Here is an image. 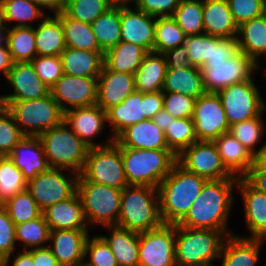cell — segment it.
<instances>
[{"label": "cell", "mask_w": 266, "mask_h": 266, "mask_svg": "<svg viewBox=\"0 0 266 266\" xmlns=\"http://www.w3.org/2000/svg\"><path fill=\"white\" fill-rule=\"evenodd\" d=\"M228 237L219 230L186 228L175 224L176 266H213L212 261L220 258Z\"/></svg>", "instance_id": "277c9868"}, {"label": "cell", "mask_w": 266, "mask_h": 266, "mask_svg": "<svg viewBox=\"0 0 266 266\" xmlns=\"http://www.w3.org/2000/svg\"><path fill=\"white\" fill-rule=\"evenodd\" d=\"M204 33L220 38L238 37V25L227 0H203Z\"/></svg>", "instance_id": "4316f807"}, {"label": "cell", "mask_w": 266, "mask_h": 266, "mask_svg": "<svg viewBox=\"0 0 266 266\" xmlns=\"http://www.w3.org/2000/svg\"><path fill=\"white\" fill-rule=\"evenodd\" d=\"M138 266H176L175 224L139 233Z\"/></svg>", "instance_id": "5bb4252c"}, {"label": "cell", "mask_w": 266, "mask_h": 266, "mask_svg": "<svg viewBox=\"0 0 266 266\" xmlns=\"http://www.w3.org/2000/svg\"><path fill=\"white\" fill-rule=\"evenodd\" d=\"M4 33V30H0V47L4 46L3 41H5L4 43H6L7 40V33Z\"/></svg>", "instance_id": "2644e50d"}, {"label": "cell", "mask_w": 266, "mask_h": 266, "mask_svg": "<svg viewBox=\"0 0 266 266\" xmlns=\"http://www.w3.org/2000/svg\"><path fill=\"white\" fill-rule=\"evenodd\" d=\"M64 169L50 168L27 181L26 190L44 211L47 207L70 198L76 192L78 174L70 179L60 171Z\"/></svg>", "instance_id": "9a60e30c"}, {"label": "cell", "mask_w": 266, "mask_h": 266, "mask_svg": "<svg viewBox=\"0 0 266 266\" xmlns=\"http://www.w3.org/2000/svg\"><path fill=\"white\" fill-rule=\"evenodd\" d=\"M155 24L156 17L139 9L133 10L127 7V4H121V41L154 52Z\"/></svg>", "instance_id": "d6986e66"}, {"label": "cell", "mask_w": 266, "mask_h": 266, "mask_svg": "<svg viewBox=\"0 0 266 266\" xmlns=\"http://www.w3.org/2000/svg\"><path fill=\"white\" fill-rule=\"evenodd\" d=\"M37 56H60L66 48L61 20L46 16L35 29Z\"/></svg>", "instance_id": "d6a6232c"}, {"label": "cell", "mask_w": 266, "mask_h": 266, "mask_svg": "<svg viewBox=\"0 0 266 266\" xmlns=\"http://www.w3.org/2000/svg\"><path fill=\"white\" fill-rule=\"evenodd\" d=\"M189 53V48L184 46V44L164 52L163 55L167 63V70L191 68L192 64L188 59Z\"/></svg>", "instance_id": "91938a15"}, {"label": "cell", "mask_w": 266, "mask_h": 266, "mask_svg": "<svg viewBox=\"0 0 266 266\" xmlns=\"http://www.w3.org/2000/svg\"><path fill=\"white\" fill-rule=\"evenodd\" d=\"M163 224L158 188L128 185L122 189L118 227L142 233Z\"/></svg>", "instance_id": "3957f363"}, {"label": "cell", "mask_w": 266, "mask_h": 266, "mask_svg": "<svg viewBox=\"0 0 266 266\" xmlns=\"http://www.w3.org/2000/svg\"><path fill=\"white\" fill-rule=\"evenodd\" d=\"M88 230H50L48 247L60 266H80L85 260Z\"/></svg>", "instance_id": "44dd1931"}, {"label": "cell", "mask_w": 266, "mask_h": 266, "mask_svg": "<svg viewBox=\"0 0 266 266\" xmlns=\"http://www.w3.org/2000/svg\"><path fill=\"white\" fill-rule=\"evenodd\" d=\"M238 51L237 37L220 38L216 36V45H212L211 58L207 62L226 61Z\"/></svg>", "instance_id": "680465c9"}, {"label": "cell", "mask_w": 266, "mask_h": 266, "mask_svg": "<svg viewBox=\"0 0 266 266\" xmlns=\"http://www.w3.org/2000/svg\"><path fill=\"white\" fill-rule=\"evenodd\" d=\"M175 119L169 112L165 109H161L153 118L152 121L163 131H165L169 124Z\"/></svg>", "instance_id": "003e7915"}, {"label": "cell", "mask_w": 266, "mask_h": 266, "mask_svg": "<svg viewBox=\"0 0 266 266\" xmlns=\"http://www.w3.org/2000/svg\"><path fill=\"white\" fill-rule=\"evenodd\" d=\"M261 116L262 113L253 119L232 124L229 129V134L253 155L256 152L255 144L260 141L265 131Z\"/></svg>", "instance_id": "c3c4849f"}, {"label": "cell", "mask_w": 266, "mask_h": 266, "mask_svg": "<svg viewBox=\"0 0 266 266\" xmlns=\"http://www.w3.org/2000/svg\"><path fill=\"white\" fill-rule=\"evenodd\" d=\"M213 143L227 170L234 177L244 178L253 165V154L229 133L220 135Z\"/></svg>", "instance_id": "f1b7e54d"}, {"label": "cell", "mask_w": 266, "mask_h": 266, "mask_svg": "<svg viewBox=\"0 0 266 266\" xmlns=\"http://www.w3.org/2000/svg\"><path fill=\"white\" fill-rule=\"evenodd\" d=\"M31 64L38 77L50 89L64 74L60 56H36Z\"/></svg>", "instance_id": "db71d44e"}, {"label": "cell", "mask_w": 266, "mask_h": 266, "mask_svg": "<svg viewBox=\"0 0 266 266\" xmlns=\"http://www.w3.org/2000/svg\"><path fill=\"white\" fill-rule=\"evenodd\" d=\"M163 92L142 93L135 90L122 103L106 111L107 121L115 139L127 127L146 119H152L163 109Z\"/></svg>", "instance_id": "30bf717a"}, {"label": "cell", "mask_w": 266, "mask_h": 266, "mask_svg": "<svg viewBox=\"0 0 266 266\" xmlns=\"http://www.w3.org/2000/svg\"><path fill=\"white\" fill-rule=\"evenodd\" d=\"M12 266H34L33 248L19 253L12 262Z\"/></svg>", "instance_id": "a7ac6f4b"}, {"label": "cell", "mask_w": 266, "mask_h": 266, "mask_svg": "<svg viewBox=\"0 0 266 266\" xmlns=\"http://www.w3.org/2000/svg\"><path fill=\"white\" fill-rule=\"evenodd\" d=\"M7 27L8 26L5 25L3 10H2L1 4H0V30H5V32H7Z\"/></svg>", "instance_id": "89a4df30"}, {"label": "cell", "mask_w": 266, "mask_h": 266, "mask_svg": "<svg viewBox=\"0 0 266 266\" xmlns=\"http://www.w3.org/2000/svg\"><path fill=\"white\" fill-rule=\"evenodd\" d=\"M64 30L66 47L80 50L102 51L93 33L91 24L74 20L64 12L56 15Z\"/></svg>", "instance_id": "74e56055"}, {"label": "cell", "mask_w": 266, "mask_h": 266, "mask_svg": "<svg viewBox=\"0 0 266 266\" xmlns=\"http://www.w3.org/2000/svg\"><path fill=\"white\" fill-rule=\"evenodd\" d=\"M148 53L142 46L121 41L104 53V65L109 70L135 74Z\"/></svg>", "instance_id": "d590c367"}, {"label": "cell", "mask_w": 266, "mask_h": 266, "mask_svg": "<svg viewBox=\"0 0 266 266\" xmlns=\"http://www.w3.org/2000/svg\"><path fill=\"white\" fill-rule=\"evenodd\" d=\"M263 15L266 18V0H264V11H263Z\"/></svg>", "instance_id": "753ad0ef"}, {"label": "cell", "mask_w": 266, "mask_h": 266, "mask_svg": "<svg viewBox=\"0 0 266 266\" xmlns=\"http://www.w3.org/2000/svg\"><path fill=\"white\" fill-rule=\"evenodd\" d=\"M227 2L238 26L263 15L264 0H227Z\"/></svg>", "instance_id": "9f6ffc18"}, {"label": "cell", "mask_w": 266, "mask_h": 266, "mask_svg": "<svg viewBox=\"0 0 266 266\" xmlns=\"http://www.w3.org/2000/svg\"><path fill=\"white\" fill-rule=\"evenodd\" d=\"M162 92H175L198 99L206 91L200 68L167 70Z\"/></svg>", "instance_id": "836d02e7"}, {"label": "cell", "mask_w": 266, "mask_h": 266, "mask_svg": "<svg viewBox=\"0 0 266 266\" xmlns=\"http://www.w3.org/2000/svg\"><path fill=\"white\" fill-rule=\"evenodd\" d=\"M0 47V71L3 72L5 78L7 77L9 70L12 68L14 61L12 55L9 52L8 46Z\"/></svg>", "instance_id": "e7e4bbea"}, {"label": "cell", "mask_w": 266, "mask_h": 266, "mask_svg": "<svg viewBox=\"0 0 266 266\" xmlns=\"http://www.w3.org/2000/svg\"><path fill=\"white\" fill-rule=\"evenodd\" d=\"M164 133L168 149L176 156L185 148L197 142L192 118H175Z\"/></svg>", "instance_id": "7bdbcfd3"}, {"label": "cell", "mask_w": 266, "mask_h": 266, "mask_svg": "<svg viewBox=\"0 0 266 266\" xmlns=\"http://www.w3.org/2000/svg\"><path fill=\"white\" fill-rule=\"evenodd\" d=\"M259 65L240 50L226 61L206 62L201 68L205 91L217 93L227 86L250 80Z\"/></svg>", "instance_id": "8fae6325"}, {"label": "cell", "mask_w": 266, "mask_h": 266, "mask_svg": "<svg viewBox=\"0 0 266 266\" xmlns=\"http://www.w3.org/2000/svg\"><path fill=\"white\" fill-rule=\"evenodd\" d=\"M41 9L47 8L53 10V14L57 15L64 12L66 0H30ZM43 7V8H42Z\"/></svg>", "instance_id": "be15d7a7"}, {"label": "cell", "mask_w": 266, "mask_h": 266, "mask_svg": "<svg viewBox=\"0 0 266 266\" xmlns=\"http://www.w3.org/2000/svg\"><path fill=\"white\" fill-rule=\"evenodd\" d=\"M181 0H135V9L154 17L173 16Z\"/></svg>", "instance_id": "6f0895ef"}, {"label": "cell", "mask_w": 266, "mask_h": 266, "mask_svg": "<svg viewBox=\"0 0 266 266\" xmlns=\"http://www.w3.org/2000/svg\"><path fill=\"white\" fill-rule=\"evenodd\" d=\"M63 121L89 148L105 146L115 141L113 137L106 144H95L91 140L101 132L107 122L106 112L97 104L68 109L64 112Z\"/></svg>", "instance_id": "ffe728a7"}, {"label": "cell", "mask_w": 266, "mask_h": 266, "mask_svg": "<svg viewBox=\"0 0 266 266\" xmlns=\"http://www.w3.org/2000/svg\"><path fill=\"white\" fill-rule=\"evenodd\" d=\"M238 47L256 63L260 55H266V18L264 15L253 18L238 26Z\"/></svg>", "instance_id": "e575fe53"}, {"label": "cell", "mask_w": 266, "mask_h": 266, "mask_svg": "<svg viewBox=\"0 0 266 266\" xmlns=\"http://www.w3.org/2000/svg\"><path fill=\"white\" fill-rule=\"evenodd\" d=\"M34 266H60L48 247L33 249Z\"/></svg>", "instance_id": "94428289"}, {"label": "cell", "mask_w": 266, "mask_h": 266, "mask_svg": "<svg viewBox=\"0 0 266 266\" xmlns=\"http://www.w3.org/2000/svg\"><path fill=\"white\" fill-rule=\"evenodd\" d=\"M50 230H88L83 205L75 192L42 212Z\"/></svg>", "instance_id": "603a6c76"}, {"label": "cell", "mask_w": 266, "mask_h": 266, "mask_svg": "<svg viewBox=\"0 0 266 266\" xmlns=\"http://www.w3.org/2000/svg\"><path fill=\"white\" fill-rule=\"evenodd\" d=\"M87 254L90 259L84 262L86 266H119L109 245L101 236H89L85 246V259Z\"/></svg>", "instance_id": "816d5d0a"}, {"label": "cell", "mask_w": 266, "mask_h": 266, "mask_svg": "<svg viewBox=\"0 0 266 266\" xmlns=\"http://www.w3.org/2000/svg\"><path fill=\"white\" fill-rule=\"evenodd\" d=\"M98 77H78L63 74L50 89V94L63 112L96 104ZM68 104L71 107H66Z\"/></svg>", "instance_id": "e0dca14e"}, {"label": "cell", "mask_w": 266, "mask_h": 266, "mask_svg": "<svg viewBox=\"0 0 266 266\" xmlns=\"http://www.w3.org/2000/svg\"><path fill=\"white\" fill-rule=\"evenodd\" d=\"M50 228L43 214L40 217L15 225V239L24 243V250L29 247L45 248L41 246L49 241ZM40 245V246H39Z\"/></svg>", "instance_id": "f6af8a7d"}, {"label": "cell", "mask_w": 266, "mask_h": 266, "mask_svg": "<svg viewBox=\"0 0 266 266\" xmlns=\"http://www.w3.org/2000/svg\"><path fill=\"white\" fill-rule=\"evenodd\" d=\"M244 178L254 188L266 195V170H250Z\"/></svg>", "instance_id": "6125c7cd"}, {"label": "cell", "mask_w": 266, "mask_h": 266, "mask_svg": "<svg viewBox=\"0 0 266 266\" xmlns=\"http://www.w3.org/2000/svg\"><path fill=\"white\" fill-rule=\"evenodd\" d=\"M183 44L190 50L188 59L192 66L201 69L211 58L212 45H216V36L205 33L188 35Z\"/></svg>", "instance_id": "f907efd6"}, {"label": "cell", "mask_w": 266, "mask_h": 266, "mask_svg": "<svg viewBox=\"0 0 266 266\" xmlns=\"http://www.w3.org/2000/svg\"><path fill=\"white\" fill-rule=\"evenodd\" d=\"M237 186L244 202V213L251 237L266 239V195L254 188L245 178H238Z\"/></svg>", "instance_id": "484cf974"}, {"label": "cell", "mask_w": 266, "mask_h": 266, "mask_svg": "<svg viewBox=\"0 0 266 266\" xmlns=\"http://www.w3.org/2000/svg\"><path fill=\"white\" fill-rule=\"evenodd\" d=\"M167 71L165 57L161 53L149 52L135 72V89L142 93L162 91Z\"/></svg>", "instance_id": "f546056e"}, {"label": "cell", "mask_w": 266, "mask_h": 266, "mask_svg": "<svg viewBox=\"0 0 266 266\" xmlns=\"http://www.w3.org/2000/svg\"><path fill=\"white\" fill-rule=\"evenodd\" d=\"M186 39L184 31L172 16L156 17L154 52L161 53L183 45Z\"/></svg>", "instance_id": "ab89813d"}, {"label": "cell", "mask_w": 266, "mask_h": 266, "mask_svg": "<svg viewBox=\"0 0 266 266\" xmlns=\"http://www.w3.org/2000/svg\"><path fill=\"white\" fill-rule=\"evenodd\" d=\"M262 242L263 239L229 236L220 256L223 258L221 266H256Z\"/></svg>", "instance_id": "4dcf8cb0"}, {"label": "cell", "mask_w": 266, "mask_h": 266, "mask_svg": "<svg viewBox=\"0 0 266 266\" xmlns=\"http://www.w3.org/2000/svg\"><path fill=\"white\" fill-rule=\"evenodd\" d=\"M63 121L59 126L43 132L40 139L50 168L81 173L89 147Z\"/></svg>", "instance_id": "8992f818"}, {"label": "cell", "mask_w": 266, "mask_h": 266, "mask_svg": "<svg viewBox=\"0 0 266 266\" xmlns=\"http://www.w3.org/2000/svg\"><path fill=\"white\" fill-rule=\"evenodd\" d=\"M250 170H266V142L254 153Z\"/></svg>", "instance_id": "03108f58"}, {"label": "cell", "mask_w": 266, "mask_h": 266, "mask_svg": "<svg viewBox=\"0 0 266 266\" xmlns=\"http://www.w3.org/2000/svg\"><path fill=\"white\" fill-rule=\"evenodd\" d=\"M26 188L27 180L14 161L9 156H0V204Z\"/></svg>", "instance_id": "b9f144b4"}, {"label": "cell", "mask_w": 266, "mask_h": 266, "mask_svg": "<svg viewBox=\"0 0 266 266\" xmlns=\"http://www.w3.org/2000/svg\"><path fill=\"white\" fill-rule=\"evenodd\" d=\"M63 73L78 77H98L104 66L103 51L66 47L60 55Z\"/></svg>", "instance_id": "83f0119b"}, {"label": "cell", "mask_w": 266, "mask_h": 266, "mask_svg": "<svg viewBox=\"0 0 266 266\" xmlns=\"http://www.w3.org/2000/svg\"><path fill=\"white\" fill-rule=\"evenodd\" d=\"M238 179L208 180L186 216L178 223L186 228L213 229L225 232L234 200L233 187Z\"/></svg>", "instance_id": "6da1fadb"}, {"label": "cell", "mask_w": 266, "mask_h": 266, "mask_svg": "<svg viewBox=\"0 0 266 266\" xmlns=\"http://www.w3.org/2000/svg\"><path fill=\"white\" fill-rule=\"evenodd\" d=\"M114 4V0H66L64 13L74 20L91 24Z\"/></svg>", "instance_id": "bcb514c9"}, {"label": "cell", "mask_w": 266, "mask_h": 266, "mask_svg": "<svg viewBox=\"0 0 266 266\" xmlns=\"http://www.w3.org/2000/svg\"><path fill=\"white\" fill-rule=\"evenodd\" d=\"M119 146L133 149H168L165 133L152 119L135 123L123 130L116 138Z\"/></svg>", "instance_id": "d4e9b609"}, {"label": "cell", "mask_w": 266, "mask_h": 266, "mask_svg": "<svg viewBox=\"0 0 266 266\" xmlns=\"http://www.w3.org/2000/svg\"><path fill=\"white\" fill-rule=\"evenodd\" d=\"M192 119L197 141L213 142L220 135L229 133L230 125L217 93L205 92L196 99Z\"/></svg>", "instance_id": "2e32d148"}, {"label": "cell", "mask_w": 266, "mask_h": 266, "mask_svg": "<svg viewBox=\"0 0 266 266\" xmlns=\"http://www.w3.org/2000/svg\"><path fill=\"white\" fill-rule=\"evenodd\" d=\"M5 23L19 22L15 26H32L27 22L44 19L43 9L30 0H0Z\"/></svg>", "instance_id": "ee69618b"}, {"label": "cell", "mask_w": 266, "mask_h": 266, "mask_svg": "<svg viewBox=\"0 0 266 266\" xmlns=\"http://www.w3.org/2000/svg\"><path fill=\"white\" fill-rule=\"evenodd\" d=\"M2 205L15 225L40 217L43 212L27 190L17 193Z\"/></svg>", "instance_id": "7dc6e473"}, {"label": "cell", "mask_w": 266, "mask_h": 266, "mask_svg": "<svg viewBox=\"0 0 266 266\" xmlns=\"http://www.w3.org/2000/svg\"><path fill=\"white\" fill-rule=\"evenodd\" d=\"M112 234L101 236L109 245L119 266H138L139 233L118 226H107Z\"/></svg>", "instance_id": "1f68e13d"}, {"label": "cell", "mask_w": 266, "mask_h": 266, "mask_svg": "<svg viewBox=\"0 0 266 266\" xmlns=\"http://www.w3.org/2000/svg\"><path fill=\"white\" fill-rule=\"evenodd\" d=\"M28 181L50 169L43 145L38 137L25 136L8 155Z\"/></svg>", "instance_id": "cb8c5ba5"}, {"label": "cell", "mask_w": 266, "mask_h": 266, "mask_svg": "<svg viewBox=\"0 0 266 266\" xmlns=\"http://www.w3.org/2000/svg\"><path fill=\"white\" fill-rule=\"evenodd\" d=\"M91 27L104 53L118 45L121 42V4L115 3L91 23Z\"/></svg>", "instance_id": "8d00e7d4"}, {"label": "cell", "mask_w": 266, "mask_h": 266, "mask_svg": "<svg viewBox=\"0 0 266 266\" xmlns=\"http://www.w3.org/2000/svg\"><path fill=\"white\" fill-rule=\"evenodd\" d=\"M6 80L14 92L0 95V101L33 100L50 94V88L38 77L31 62H14Z\"/></svg>", "instance_id": "ac0fdd59"}, {"label": "cell", "mask_w": 266, "mask_h": 266, "mask_svg": "<svg viewBox=\"0 0 266 266\" xmlns=\"http://www.w3.org/2000/svg\"><path fill=\"white\" fill-rule=\"evenodd\" d=\"M15 242V224L6 208L0 204V266H8L15 250Z\"/></svg>", "instance_id": "f5cc1de1"}, {"label": "cell", "mask_w": 266, "mask_h": 266, "mask_svg": "<svg viewBox=\"0 0 266 266\" xmlns=\"http://www.w3.org/2000/svg\"><path fill=\"white\" fill-rule=\"evenodd\" d=\"M177 163L206 180L238 179L227 170L213 142H194L177 156Z\"/></svg>", "instance_id": "4fadbf2b"}, {"label": "cell", "mask_w": 266, "mask_h": 266, "mask_svg": "<svg viewBox=\"0 0 266 266\" xmlns=\"http://www.w3.org/2000/svg\"><path fill=\"white\" fill-rule=\"evenodd\" d=\"M135 90L134 74L109 70L104 65L98 76L96 104L106 112L122 103Z\"/></svg>", "instance_id": "7402d4cb"}, {"label": "cell", "mask_w": 266, "mask_h": 266, "mask_svg": "<svg viewBox=\"0 0 266 266\" xmlns=\"http://www.w3.org/2000/svg\"><path fill=\"white\" fill-rule=\"evenodd\" d=\"M172 17L186 36L204 33L203 0H181Z\"/></svg>", "instance_id": "60d3db41"}, {"label": "cell", "mask_w": 266, "mask_h": 266, "mask_svg": "<svg viewBox=\"0 0 266 266\" xmlns=\"http://www.w3.org/2000/svg\"><path fill=\"white\" fill-rule=\"evenodd\" d=\"M76 192L83 205L87 223L104 227L117 225L122 190L84 180L78 175Z\"/></svg>", "instance_id": "ba28073f"}, {"label": "cell", "mask_w": 266, "mask_h": 266, "mask_svg": "<svg viewBox=\"0 0 266 266\" xmlns=\"http://www.w3.org/2000/svg\"><path fill=\"white\" fill-rule=\"evenodd\" d=\"M207 181L176 163L158 186L163 224H178L189 212Z\"/></svg>", "instance_id": "7a4b0ae2"}, {"label": "cell", "mask_w": 266, "mask_h": 266, "mask_svg": "<svg viewBox=\"0 0 266 266\" xmlns=\"http://www.w3.org/2000/svg\"><path fill=\"white\" fill-rule=\"evenodd\" d=\"M9 52L14 62H31L37 56L35 28L33 26L7 27Z\"/></svg>", "instance_id": "f35d334b"}, {"label": "cell", "mask_w": 266, "mask_h": 266, "mask_svg": "<svg viewBox=\"0 0 266 266\" xmlns=\"http://www.w3.org/2000/svg\"><path fill=\"white\" fill-rule=\"evenodd\" d=\"M135 0H114L115 3H120V4H127L129 2H134Z\"/></svg>", "instance_id": "8c879c8a"}, {"label": "cell", "mask_w": 266, "mask_h": 266, "mask_svg": "<svg viewBox=\"0 0 266 266\" xmlns=\"http://www.w3.org/2000/svg\"><path fill=\"white\" fill-rule=\"evenodd\" d=\"M24 137L12 113L0 105V156H8Z\"/></svg>", "instance_id": "681fc988"}, {"label": "cell", "mask_w": 266, "mask_h": 266, "mask_svg": "<svg viewBox=\"0 0 266 266\" xmlns=\"http://www.w3.org/2000/svg\"><path fill=\"white\" fill-rule=\"evenodd\" d=\"M0 105L7 107L22 134L28 137H39L64 120V112L51 94L33 100L0 101Z\"/></svg>", "instance_id": "52a82bcc"}, {"label": "cell", "mask_w": 266, "mask_h": 266, "mask_svg": "<svg viewBox=\"0 0 266 266\" xmlns=\"http://www.w3.org/2000/svg\"><path fill=\"white\" fill-rule=\"evenodd\" d=\"M119 148L129 185L158 188L177 163V156L171 150Z\"/></svg>", "instance_id": "5b68a950"}, {"label": "cell", "mask_w": 266, "mask_h": 266, "mask_svg": "<svg viewBox=\"0 0 266 266\" xmlns=\"http://www.w3.org/2000/svg\"><path fill=\"white\" fill-rule=\"evenodd\" d=\"M217 94L230 126L259 116L265 108L259 89L252 79L227 86Z\"/></svg>", "instance_id": "7c38bea8"}, {"label": "cell", "mask_w": 266, "mask_h": 266, "mask_svg": "<svg viewBox=\"0 0 266 266\" xmlns=\"http://www.w3.org/2000/svg\"><path fill=\"white\" fill-rule=\"evenodd\" d=\"M79 175L88 182L121 190L129 185L124 173L121 150L115 141L105 146L89 148Z\"/></svg>", "instance_id": "9c48e42d"}, {"label": "cell", "mask_w": 266, "mask_h": 266, "mask_svg": "<svg viewBox=\"0 0 266 266\" xmlns=\"http://www.w3.org/2000/svg\"><path fill=\"white\" fill-rule=\"evenodd\" d=\"M165 109L175 118H192L195 107V98L175 92H163Z\"/></svg>", "instance_id": "11a10c76"}]
</instances>
